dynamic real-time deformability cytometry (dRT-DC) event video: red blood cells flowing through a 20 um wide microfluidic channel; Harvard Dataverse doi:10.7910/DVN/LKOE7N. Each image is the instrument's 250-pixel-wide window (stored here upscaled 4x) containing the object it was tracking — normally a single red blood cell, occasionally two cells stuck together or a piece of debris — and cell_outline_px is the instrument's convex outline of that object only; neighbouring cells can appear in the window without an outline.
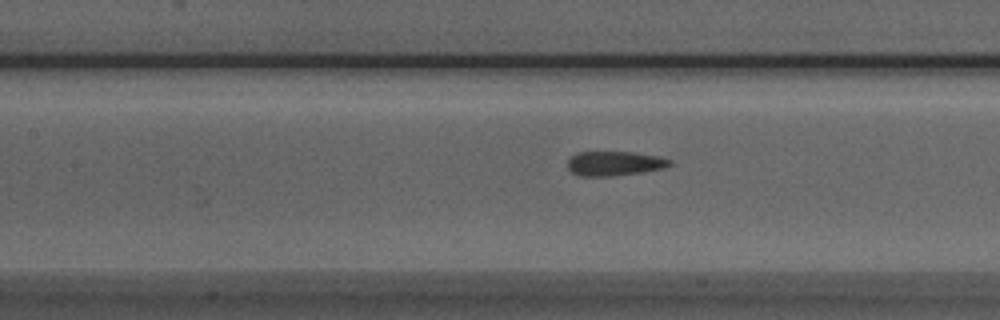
{"species": "Egyptian fruit bat (a non-hibernating species)", "species_latin": "Rousettus aegyptiacus", "temperature_condition": "room temperature", "stored_images_in_passage": 29, "camera_frame_rate_fps": 3000, "um_per_image_px": 0.085, "animal": {"sex": "male"}, "frame": {"image": 1, "passage_image": 6, "time_ms": 1.667, "image_size_px": [1000, 320], "cell_outline_px": [[672, 164], [664, 168], [640, 172], [612, 176], [580, 176], [572, 172], [568, 168], [568, 160], [576, 152], [632, 152], [660, 156], [672, 160]], "centroid_in_image_um": [52.24, 13.89], "position_along_channel_um": 155.2, "area_um2": 14.57}}
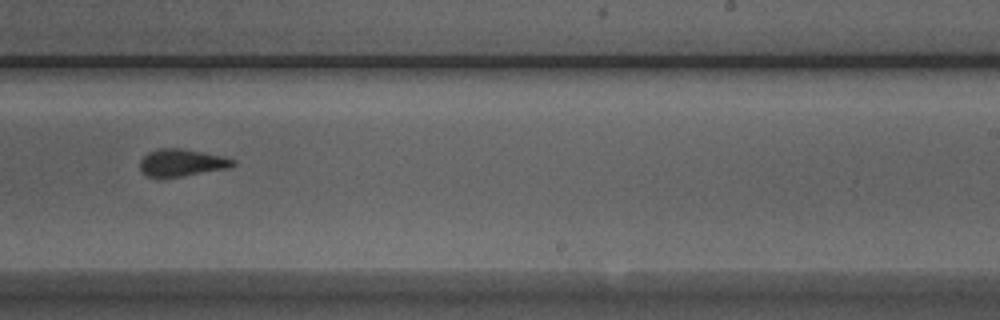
{"frame": {"image": 2, "passage_image": 15, "time_ms": 4.667, "image_size_px": [1000, 320], "cell_outline_px": [[236, 164], [232, 168], [180, 176], [148, 176], [140, 172], [140, 160], [148, 152], [160, 148], [184, 148], [220, 156], [236, 160]], "centroid_in_image_um": [15.47, 13.81], "position_along_channel_um": 273.5, "area_um2": 14.68}}
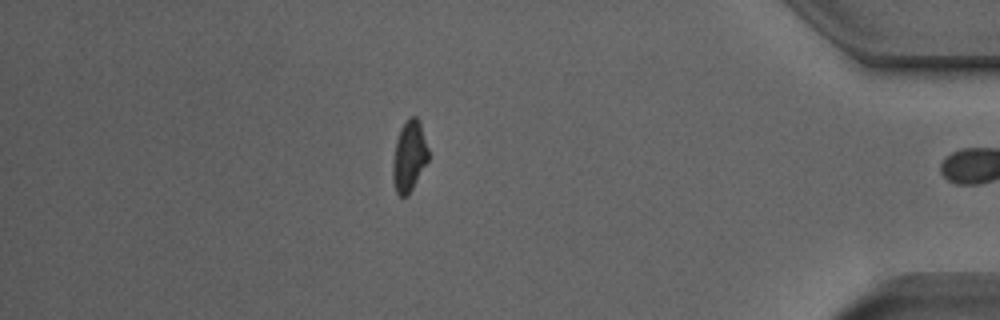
{"frame": {"image": 3, "passage_image": 28, "time_ms": 9.0, "image_size_px": [1000, 320], "cell_outline_px": [[428, 160], [408, 196], [400, 196], [396, 192], [392, 180], [392, 160], [396, 140], [400, 128], [408, 116], [416, 116], [420, 120], [428, 148]], "centroid_in_image_um": [34.76, 13.25], "position_along_channel_um": 400.4, "area_um2": 14.91}, "authors_computed_cell_mechanics": {"area_um2": 15.2014, "velocity_mm_per_s": 3.9552, "shape_relaxation_time_tau1_ms": 5.44, "shape_relaxation_time_tau2_ms": 1.7064, "deformation_change_tau1": 0.1396, "deformation_change_tau2": 0.0552}}